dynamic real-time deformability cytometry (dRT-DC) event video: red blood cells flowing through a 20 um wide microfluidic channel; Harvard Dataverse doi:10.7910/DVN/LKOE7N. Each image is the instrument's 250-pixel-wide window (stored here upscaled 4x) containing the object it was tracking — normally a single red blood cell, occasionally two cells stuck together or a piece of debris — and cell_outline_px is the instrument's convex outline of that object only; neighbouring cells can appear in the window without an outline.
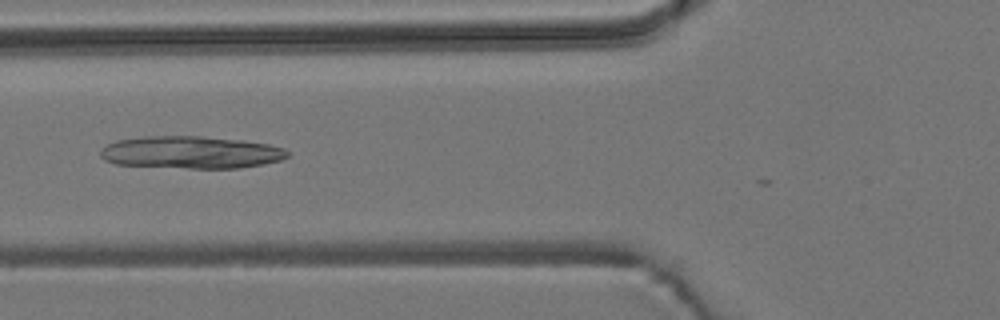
{"species": "common noctule bat (a hibernating species)", "species_latin": "Nyctalus noctula", "temperature_condition": "room temperature", "stored_images_in_passage": 6, "camera_frame_rate_fps": 3000, "um_per_image_px": 0.085, "animal": {"sex": "male", "body_mass_g": 19.2, "forearm_length_mm": 51.8}, "frame": {"image": 1, "passage_image": 6, "time_ms": 5.667, "image_size_px": [1000, 320], "cell_outline_px": [[288, 156], [280, 160], [264, 164], [240, 168], [188, 168], [116, 164], [104, 160], [100, 156], [100, 152], [108, 144], [116, 140], [144, 136], [200, 136], [244, 140], [268, 144], [284, 148], [288, 152]], "centroid_in_image_um": [16.24, 12.95], "position_along_channel_um": 109.6, "area_um2": 35.32}}